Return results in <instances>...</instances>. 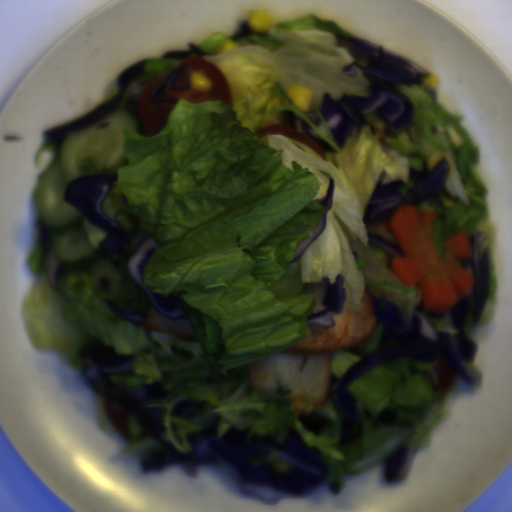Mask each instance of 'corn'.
<instances>
[{
    "label": "corn",
    "mask_w": 512,
    "mask_h": 512,
    "mask_svg": "<svg viewBox=\"0 0 512 512\" xmlns=\"http://www.w3.org/2000/svg\"><path fill=\"white\" fill-rule=\"evenodd\" d=\"M248 26L251 30L259 33H266L270 31L272 26V18L268 11L261 9L249 10L246 15Z\"/></svg>",
    "instance_id": "corn-1"
},
{
    "label": "corn",
    "mask_w": 512,
    "mask_h": 512,
    "mask_svg": "<svg viewBox=\"0 0 512 512\" xmlns=\"http://www.w3.org/2000/svg\"><path fill=\"white\" fill-rule=\"evenodd\" d=\"M286 92L296 108L307 112L310 110L312 91L309 87H301L296 84L287 85Z\"/></svg>",
    "instance_id": "corn-2"
},
{
    "label": "corn",
    "mask_w": 512,
    "mask_h": 512,
    "mask_svg": "<svg viewBox=\"0 0 512 512\" xmlns=\"http://www.w3.org/2000/svg\"><path fill=\"white\" fill-rule=\"evenodd\" d=\"M187 72L190 77L189 86L192 88L205 92L210 91L213 88L211 80L206 76L204 71L191 69L187 70Z\"/></svg>",
    "instance_id": "corn-3"
},
{
    "label": "corn",
    "mask_w": 512,
    "mask_h": 512,
    "mask_svg": "<svg viewBox=\"0 0 512 512\" xmlns=\"http://www.w3.org/2000/svg\"><path fill=\"white\" fill-rule=\"evenodd\" d=\"M422 82L431 89L438 84V76L435 73L429 72V74L423 78Z\"/></svg>",
    "instance_id": "corn-4"
},
{
    "label": "corn",
    "mask_w": 512,
    "mask_h": 512,
    "mask_svg": "<svg viewBox=\"0 0 512 512\" xmlns=\"http://www.w3.org/2000/svg\"><path fill=\"white\" fill-rule=\"evenodd\" d=\"M234 49H238L236 44L227 41L224 44H222L221 47L218 49V55L228 53Z\"/></svg>",
    "instance_id": "corn-5"
}]
</instances>
